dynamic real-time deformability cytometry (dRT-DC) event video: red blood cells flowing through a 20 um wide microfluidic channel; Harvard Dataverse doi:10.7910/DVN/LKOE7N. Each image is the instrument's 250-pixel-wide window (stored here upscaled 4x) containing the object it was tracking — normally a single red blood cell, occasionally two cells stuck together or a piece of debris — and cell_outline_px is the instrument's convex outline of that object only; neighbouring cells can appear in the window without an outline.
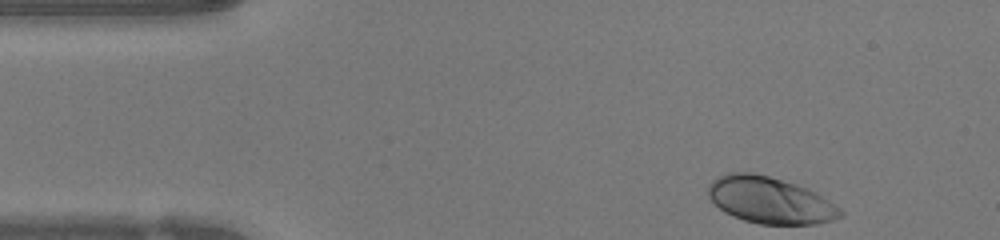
{"species": "human", "species_latin": "Homo sapiens", "temperature_condition": "warm", "stored_images_in_passage": 35, "camera_frame_rate_fps": 3000, "um_per_image_px": 0.085, "donor": {"sex": "female"}, "frame": {"image": 1, "passage_image": 1, "time_ms": 0.0, "image_size_px": [1000, 240], "cell_outline_px": [[844, 216], [832, 220], [816, 224], [760, 224], [744, 220], [732, 216], [724, 212], [708, 196], [708, 184], [712, 180], [728, 172], [748, 172], [768, 176], [796, 184], [808, 188], [816, 192], [840, 208], [844, 212]], "centroid_in_image_um": [65.46, 17.02], "position_along_channel_um": 19.5, "area_um2": 35.84}}
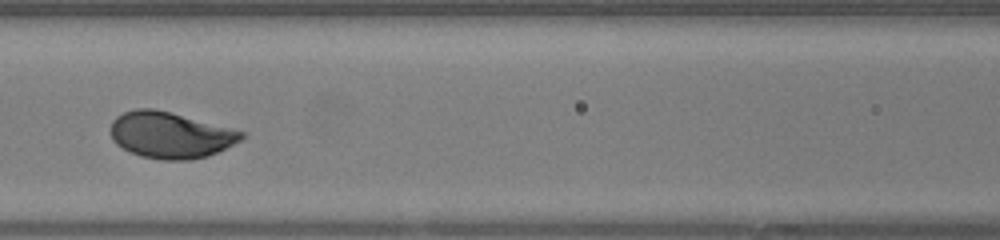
{"frame": {"image": 2, "passage_image": 16, "time_ms": 5.0, "image_size_px": [1000, 240], "cell_outline_px": [[248, 132], [240, 140], [208, 156], [188, 160], [164, 160], [140, 156], [116, 144], [112, 140], [112, 120], [116, 116], [124, 112], [136, 108], [152, 108]], "centroid_in_image_um": [14.48, 11.48], "position_along_channel_um": 152.1, "area_um2": 34.91}}
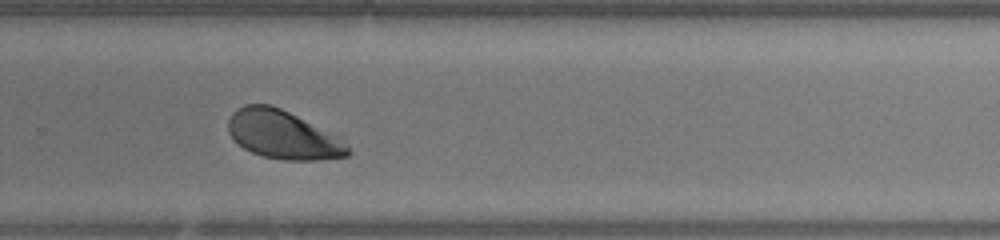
{"frame": {"image": 3, "passage_image": 27, "time_ms": 8.667, "image_size_px": [1000, 240], "cell_outline_px": [[352, 152], [348, 156], [320, 160], [284, 160], [264, 156], [252, 152], [244, 148], [228, 132], [228, 120], [232, 112], [236, 108], [244, 104], [272, 104], [344, 136]], "centroid_in_image_um": [24.15, 11.44], "position_along_channel_um": 305.6, "area_um2": 34.62}, "authors_computed_cell_mechanics": {"area_um2": 34.9112, "velocity_mm_per_s": 4.2108, "shape_relaxation_time_tau1_ms": 2.0769, "shape_relaxation_time_tau2_ms": null, "deformation_change_tau1": 0.1573, "deformation_change_tau2": null}}